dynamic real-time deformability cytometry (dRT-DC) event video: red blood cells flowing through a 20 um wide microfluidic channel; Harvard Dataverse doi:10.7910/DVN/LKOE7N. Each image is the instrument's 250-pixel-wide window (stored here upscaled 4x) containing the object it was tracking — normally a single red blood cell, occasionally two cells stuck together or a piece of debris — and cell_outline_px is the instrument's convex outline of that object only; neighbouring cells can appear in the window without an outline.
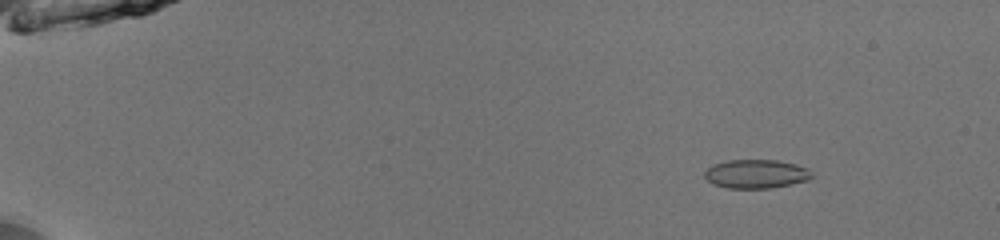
{"species": "common noctule bat (a hibernating species)", "species_latin": "Nyctalus noctula", "temperature_condition": "room temperature", "stored_images_in_passage": 52, "camera_frame_rate_fps": 3000, "um_per_image_px": 0.085, "animal": {"sex": "male", "body_mass_g": 13.0, "forearm_length_mm": 53.1}, "frame": {"image": 1, "passage_image": 8, "time_ms": 2.333, "image_size_px": [1000, 240], "cell_outline_px": [[812, 176], [808, 180], [772, 188], [728, 188], [712, 184], [704, 176], [704, 172], [712, 164], [724, 160], [776, 160], [796, 164], [808, 168]], "centroid_in_image_um": [64.23, 14.78], "position_along_channel_um": 20.8, "area_um2": 18.03}}
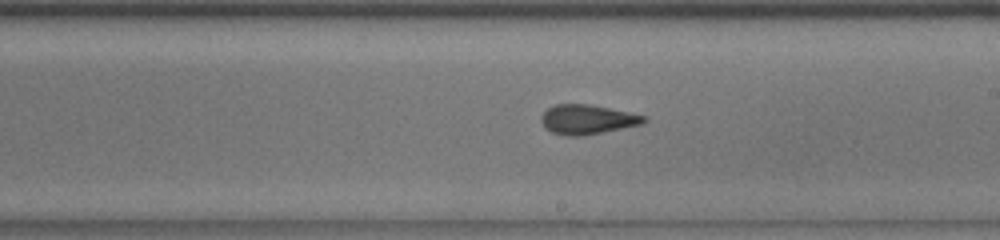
{"frame": {"image": 2, "passage_image": 33, "time_ms": 10.667, "image_size_px": [1000, 240], "cell_outline_px": [[648, 120], [640, 124], [580, 136], [564, 136], [552, 132], [544, 128], [540, 120], [540, 116], [548, 108], [556, 104], [588, 104], [648, 116]], "centroid_in_image_um": [49.87, 10.15], "position_along_channel_um": 239.1, "area_um2": 17.51}}
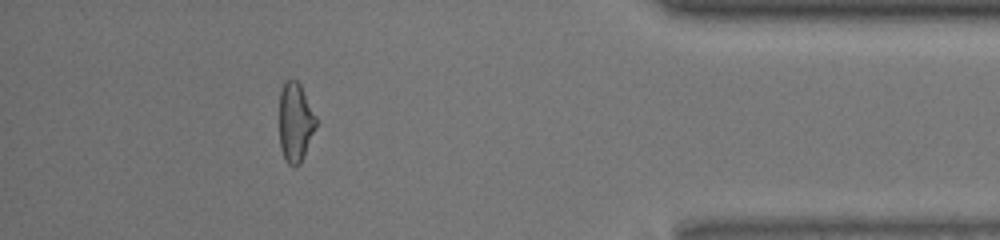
{"frame": {"image": 3, "passage_image": 48, "time_ms": 15.667, "image_size_px": [1000, 240], "cell_outline_px": [[316, 128], [304, 156], [300, 164], [296, 168], [292, 168], [288, 164], [280, 148], [280, 88], [284, 80], [296, 80], [300, 84], [316, 116]], "centroid_in_image_um": [25.1, 10.41], "position_along_channel_um": 410.1, "area_um2": 17.11}, "authors_computed_cell_mechanics": {"area_um2": 17.7735, "velocity_mm_per_s": 4.0624, "shape_relaxation_time_tau1_ms": 3.972, "shape_relaxation_time_tau2_ms": 1.016, "deformation_change_tau1": 0.1262, "deformation_change_tau2": 0.0714}}